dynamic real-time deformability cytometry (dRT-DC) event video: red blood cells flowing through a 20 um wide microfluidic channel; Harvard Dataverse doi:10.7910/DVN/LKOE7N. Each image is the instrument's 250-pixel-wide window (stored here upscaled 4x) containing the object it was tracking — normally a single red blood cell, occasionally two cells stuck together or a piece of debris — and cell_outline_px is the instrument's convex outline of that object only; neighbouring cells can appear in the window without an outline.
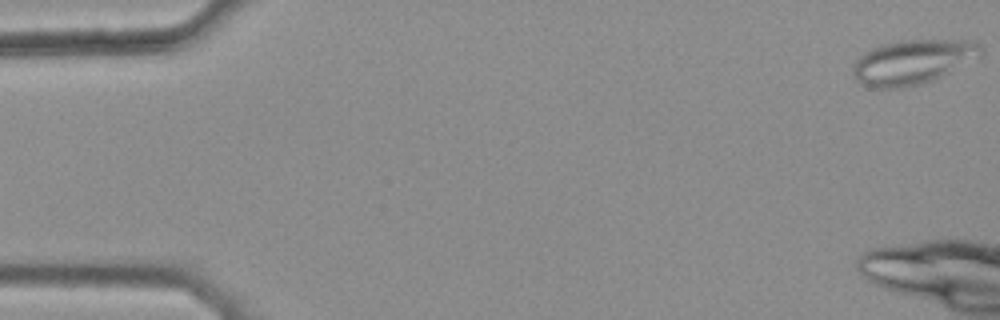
{"species": "common noctule bat (a hibernating species)", "species_latin": "Nyctalus noctula", "temperature_condition": "warm", "stored_images_in_passage": 9, "camera_frame_rate_fps": 3000, "um_per_image_px": 0.085, "animal": {"sex": "female", "body_mass_g": 25.1}, "frame": {"image": 1, "passage_image": 1, "time_ms": 0.0, "image_size_px": [1000, 320], "cell_outline_px": [[984, 48], [980, 56], [932, 80], [920, 84], [900, 88], [868, 88], [856, 80], [852, 76], [852, 64], [864, 52], [880, 44], [900, 40], [972, 40], [980, 44]], "centroid_in_image_um": [77.52, 5.26], "position_along_channel_um": 7.5, "area_um2": 33.29}}